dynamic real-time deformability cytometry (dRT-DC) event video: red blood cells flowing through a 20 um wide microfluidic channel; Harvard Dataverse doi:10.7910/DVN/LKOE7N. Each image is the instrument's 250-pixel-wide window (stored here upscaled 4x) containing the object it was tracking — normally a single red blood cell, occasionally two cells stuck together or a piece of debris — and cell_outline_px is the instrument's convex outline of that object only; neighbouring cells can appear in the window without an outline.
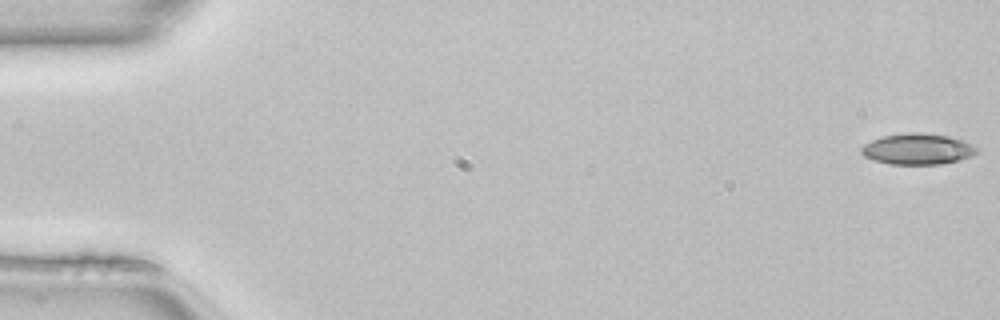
{"species": "common noctule bat (a hibernating species)", "species_latin": "Nyctalus noctula", "temperature_condition": "room temperature", "stored_images_in_passage": 50, "camera_frame_rate_fps": 3000, "um_per_image_px": 0.085, "animal": {"sex": "female", "body_mass_g": 22.7, "forearm_length_mm": 54.2}, "frame": {"image": 1, "passage_image": 1, "time_ms": 0.0, "image_size_px": [1000, 320], "cell_outline_px": [[980, 152], [972, 156], [960, 160], [940, 164], [888, 164], [872, 160], [864, 156], [860, 152], [860, 148], [864, 144], [872, 140], [884, 136], [908, 132], [912, 132], [948, 136], [964, 140], [980, 148]], "centroid_in_image_um": [78.03, 12.68], "position_along_channel_um": 7.0, "area_um2": 21.04}}
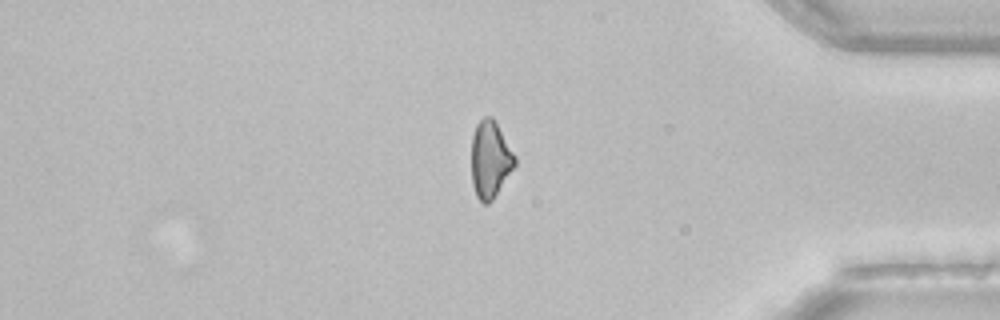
{"frame": {"image": 2, "passage_image": 42, "time_ms": 13.667, "image_size_px": [1000, 320], "cell_outline_px": [[516, 164], [492, 200], [488, 204], [484, 204], [476, 196], [472, 184], [472, 136], [476, 124], [484, 116], [492, 116], [516, 156]], "centroid_in_image_um": [41.66, 13.54], "position_along_channel_um": 393.5, "area_um2": 19.36}}
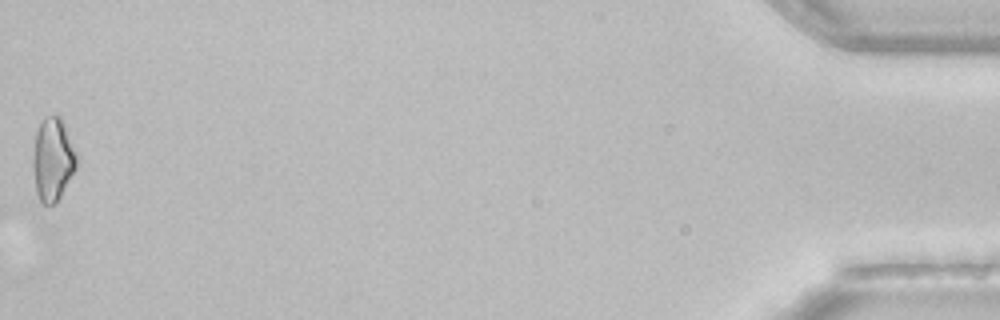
{"frame": {"image": 3, "passage_image": 50, "time_ms": 16.333, "image_size_px": [1000, 320], "cell_outline_px": [[76, 168], [56, 204], [44, 204], [40, 200], [36, 192], [32, 168], [32, 156], [36, 132], [44, 116], [60, 116], [64, 124], [76, 152]], "centroid_in_image_um": [4.46, 13.56], "position_along_channel_um": 430.7, "area_um2": 21.1}}